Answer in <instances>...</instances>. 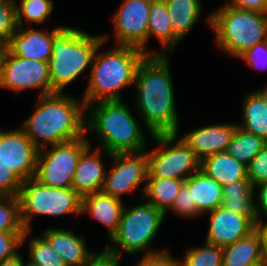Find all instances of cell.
<instances>
[{"label":"cell","mask_w":267,"mask_h":266,"mask_svg":"<svg viewBox=\"0 0 267 266\" xmlns=\"http://www.w3.org/2000/svg\"><path fill=\"white\" fill-rule=\"evenodd\" d=\"M169 57L147 54L135 75L133 105L151 135L180 133Z\"/></svg>","instance_id":"obj_1"},{"label":"cell","mask_w":267,"mask_h":266,"mask_svg":"<svg viewBox=\"0 0 267 266\" xmlns=\"http://www.w3.org/2000/svg\"><path fill=\"white\" fill-rule=\"evenodd\" d=\"M19 127L39 150L81 138L86 135V106L68 93L40 96Z\"/></svg>","instance_id":"obj_2"},{"label":"cell","mask_w":267,"mask_h":266,"mask_svg":"<svg viewBox=\"0 0 267 266\" xmlns=\"http://www.w3.org/2000/svg\"><path fill=\"white\" fill-rule=\"evenodd\" d=\"M110 35H102L104 40L86 74L89 80L81 96L85 106L100 101H123L122 90L134 87L137 68L147 55L141 49L122 45L100 51L109 42Z\"/></svg>","instance_id":"obj_3"},{"label":"cell","mask_w":267,"mask_h":266,"mask_svg":"<svg viewBox=\"0 0 267 266\" xmlns=\"http://www.w3.org/2000/svg\"><path fill=\"white\" fill-rule=\"evenodd\" d=\"M129 108L126 100L100 101L86 106V134L95 135L97 148L110 154L138 153L147 149L152 135L141 129Z\"/></svg>","instance_id":"obj_4"},{"label":"cell","mask_w":267,"mask_h":266,"mask_svg":"<svg viewBox=\"0 0 267 266\" xmlns=\"http://www.w3.org/2000/svg\"><path fill=\"white\" fill-rule=\"evenodd\" d=\"M101 35H92L82 28L64 26L54 37L49 61L52 94L66 93L65 88L91 68Z\"/></svg>","instance_id":"obj_5"},{"label":"cell","mask_w":267,"mask_h":266,"mask_svg":"<svg viewBox=\"0 0 267 266\" xmlns=\"http://www.w3.org/2000/svg\"><path fill=\"white\" fill-rule=\"evenodd\" d=\"M205 18L214 33L216 47L229 57L237 59L255 44L267 40V13L223 3Z\"/></svg>","instance_id":"obj_6"},{"label":"cell","mask_w":267,"mask_h":266,"mask_svg":"<svg viewBox=\"0 0 267 266\" xmlns=\"http://www.w3.org/2000/svg\"><path fill=\"white\" fill-rule=\"evenodd\" d=\"M138 199V205L125 204L118 230L109 240L111 243L106 247L121 257L122 254L123 256H133L143 252V255L146 256L168 250L164 247L161 249L151 247L164 223L166 214L143 197H138Z\"/></svg>","instance_id":"obj_7"},{"label":"cell","mask_w":267,"mask_h":266,"mask_svg":"<svg viewBox=\"0 0 267 266\" xmlns=\"http://www.w3.org/2000/svg\"><path fill=\"white\" fill-rule=\"evenodd\" d=\"M17 197L25 231H33L31 222L36 216H81L82 197L73 188L47 186L33 177L23 182Z\"/></svg>","instance_id":"obj_8"},{"label":"cell","mask_w":267,"mask_h":266,"mask_svg":"<svg viewBox=\"0 0 267 266\" xmlns=\"http://www.w3.org/2000/svg\"><path fill=\"white\" fill-rule=\"evenodd\" d=\"M145 150L148 158V177L173 178L186 181L200 170L201 160L177 134H158L150 138ZM151 147V149L149 148Z\"/></svg>","instance_id":"obj_9"},{"label":"cell","mask_w":267,"mask_h":266,"mask_svg":"<svg viewBox=\"0 0 267 266\" xmlns=\"http://www.w3.org/2000/svg\"><path fill=\"white\" fill-rule=\"evenodd\" d=\"M87 137L77 138L40 149L34 178L44 185L60 189L72 188L81 154L91 145Z\"/></svg>","instance_id":"obj_10"},{"label":"cell","mask_w":267,"mask_h":266,"mask_svg":"<svg viewBox=\"0 0 267 266\" xmlns=\"http://www.w3.org/2000/svg\"><path fill=\"white\" fill-rule=\"evenodd\" d=\"M0 88L16 94L40 89L37 97L52 94L49 62L18 57L8 50L0 67Z\"/></svg>","instance_id":"obj_11"},{"label":"cell","mask_w":267,"mask_h":266,"mask_svg":"<svg viewBox=\"0 0 267 266\" xmlns=\"http://www.w3.org/2000/svg\"><path fill=\"white\" fill-rule=\"evenodd\" d=\"M109 160L112 166L106 169L102 192L122 200L123 195L132 194L143 185L142 195L139 196L142 198L149 174L146 151L112 154Z\"/></svg>","instance_id":"obj_12"},{"label":"cell","mask_w":267,"mask_h":266,"mask_svg":"<svg viewBox=\"0 0 267 266\" xmlns=\"http://www.w3.org/2000/svg\"><path fill=\"white\" fill-rule=\"evenodd\" d=\"M153 0H124L114 11V45L131 46L147 54L149 6Z\"/></svg>","instance_id":"obj_13"},{"label":"cell","mask_w":267,"mask_h":266,"mask_svg":"<svg viewBox=\"0 0 267 266\" xmlns=\"http://www.w3.org/2000/svg\"><path fill=\"white\" fill-rule=\"evenodd\" d=\"M39 149L19 128H0V159L24 182L36 173Z\"/></svg>","instance_id":"obj_14"},{"label":"cell","mask_w":267,"mask_h":266,"mask_svg":"<svg viewBox=\"0 0 267 266\" xmlns=\"http://www.w3.org/2000/svg\"><path fill=\"white\" fill-rule=\"evenodd\" d=\"M205 215L209 217L205 242L219 247L242 239L257 227L247 215L238 214L223 206H219Z\"/></svg>","instance_id":"obj_15"},{"label":"cell","mask_w":267,"mask_h":266,"mask_svg":"<svg viewBox=\"0 0 267 266\" xmlns=\"http://www.w3.org/2000/svg\"><path fill=\"white\" fill-rule=\"evenodd\" d=\"M64 26H55L52 29H36L33 27H18L11 36L8 50L18 57L29 60L49 62L55 35Z\"/></svg>","instance_id":"obj_16"},{"label":"cell","mask_w":267,"mask_h":266,"mask_svg":"<svg viewBox=\"0 0 267 266\" xmlns=\"http://www.w3.org/2000/svg\"><path fill=\"white\" fill-rule=\"evenodd\" d=\"M92 143L90 142L91 145L81 154L72 181V188L81 197L102 191L107 171L103 160L112 156L97 147L93 150Z\"/></svg>","instance_id":"obj_17"},{"label":"cell","mask_w":267,"mask_h":266,"mask_svg":"<svg viewBox=\"0 0 267 266\" xmlns=\"http://www.w3.org/2000/svg\"><path fill=\"white\" fill-rule=\"evenodd\" d=\"M237 127L234 122L207 124L186 132L181 138L202 160L209 155L225 152Z\"/></svg>","instance_id":"obj_18"},{"label":"cell","mask_w":267,"mask_h":266,"mask_svg":"<svg viewBox=\"0 0 267 266\" xmlns=\"http://www.w3.org/2000/svg\"><path fill=\"white\" fill-rule=\"evenodd\" d=\"M41 236L65 261L67 266H84L94 253L88 249L86 239L71 229L48 227Z\"/></svg>","instance_id":"obj_19"},{"label":"cell","mask_w":267,"mask_h":266,"mask_svg":"<svg viewBox=\"0 0 267 266\" xmlns=\"http://www.w3.org/2000/svg\"><path fill=\"white\" fill-rule=\"evenodd\" d=\"M123 202L102 191L89 194L82 197L81 216H89L103 225L107 230L105 237L110 240L118 230Z\"/></svg>","instance_id":"obj_20"},{"label":"cell","mask_w":267,"mask_h":266,"mask_svg":"<svg viewBox=\"0 0 267 266\" xmlns=\"http://www.w3.org/2000/svg\"><path fill=\"white\" fill-rule=\"evenodd\" d=\"M168 9L163 0H153L149 6L147 54L169 55L181 43L174 35ZM151 37L157 39L160 49L153 51L149 45Z\"/></svg>","instance_id":"obj_21"},{"label":"cell","mask_w":267,"mask_h":266,"mask_svg":"<svg viewBox=\"0 0 267 266\" xmlns=\"http://www.w3.org/2000/svg\"><path fill=\"white\" fill-rule=\"evenodd\" d=\"M222 266H262V238L258 227L242 239L222 247Z\"/></svg>","instance_id":"obj_22"},{"label":"cell","mask_w":267,"mask_h":266,"mask_svg":"<svg viewBox=\"0 0 267 266\" xmlns=\"http://www.w3.org/2000/svg\"><path fill=\"white\" fill-rule=\"evenodd\" d=\"M191 191L192 204L201 216L222 205V186L202 170L192 174L184 183Z\"/></svg>","instance_id":"obj_23"},{"label":"cell","mask_w":267,"mask_h":266,"mask_svg":"<svg viewBox=\"0 0 267 266\" xmlns=\"http://www.w3.org/2000/svg\"><path fill=\"white\" fill-rule=\"evenodd\" d=\"M243 98L238 126L267 142V98L260 89L246 92Z\"/></svg>","instance_id":"obj_24"},{"label":"cell","mask_w":267,"mask_h":266,"mask_svg":"<svg viewBox=\"0 0 267 266\" xmlns=\"http://www.w3.org/2000/svg\"><path fill=\"white\" fill-rule=\"evenodd\" d=\"M200 170L221 186L247 179V166L234 159L226 151L203 158Z\"/></svg>","instance_id":"obj_25"},{"label":"cell","mask_w":267,"mask_h":266,"mask_svg":"<svg viewBox=\"0 0 267 266\" xmlns=\"http://www.w3.org/2000/svg\"><path fill=\"white\" fill-rule=\"evenodd\" d=\"M168 9L173 35L182 43L203 14L202 0H163Z\"/></svg>","instance_id":"obj_26"},{"label":"cell","mask_w":267,"mask_h":266,"mask_svg":"<svg viewBox=\"0 0 267 266\" xmlns=\"http://www.w3.org/2000/svg\"><path fill=\"white\" fill-rule=\"evenodd\" d=\"M224 208L241 215H247L255 224L254 186L247 178L222 186Z\"/></svg>","instance_id":"obj_27"},{"label":"cell","mask_w":267,"mask_h":266,"mask_svg":"<svg viewBox=\"0 0 267 266\" xmlns=\"http://www.w3.org/2000/svg\"><path fill=\"white\" fill-rule=\"evenodd\" d=\"M184 180L148 177L143 198L157 209L166 213L179 194Z\"/></svg>","instance_id":"obj_28"},{"label":"cell","mask_w":267,"mask_h":266,"mask_svg":"<svg viewBox=\"0 0 267 266\" xmlns=\"http://www.w3.org/2000/svg\"><path fill=\"white\" fill-rule=\"evenodd\" d=\"M266 144L267 142L263 138L249 133L238 126L227 146L226 152L237 161L248 166Z\"/></svg>","instance_id":"obj_29"},{"label":"cell","mask_w":267,"mask_h":266,"mask_svg":"<svg viewBox=\"0 0 267 266\" xmlns=\"http://www.w3.org/2000/svg\"><path fill=\"white\" fill-rule=\"evenodd\" d=\"M32 231H24L22 246L28 243V262L35 266H67L49 243L41 235H30ZM31 236V237H30Z\"/></svg>","instance_id":"obj_30"},{"label":"cell","mask_w":267,"mask_h":266,"mask_svg":"<svg viewBox=\"0 0 267 266\" xmlns=\"http://www.w3.org/2000/svg\"><path fill=\"white\" fill-rule=\"evenodd\" d=\"M54 3V0H15L18 27H25L24 21L27 27L45 24L54 10Z\"/></svg>","instance_id":"obj_31"},{"label":"cell","mask_w":267,"mask_h":266,"mask_svg":"<svg viewBox=\"0 0 267 266\" xmlns=\"http://www.w3.org/2000/svg\"><path fill=\"white\" fill-rule=\"evenodd\" d=\"M189 248L180 258L181 266H222V247L204 241Z\"/></svg>","instance_id":"obj_32"},{"label":"cell","mask_w":267,"mask_h":266,"mask_svg":"<svg viewBox=\"0 0 267 266\" xmlns=\"http://www.w3.org/2000/svg\"><path fill=\"white\" fill-rule=\"evenodd\" d=\"M17 196H0V232H24Z\"/></svg>","instance_id":"obj_33"},{"label":"cell","mask_w":267,"mask_h":266,"mask_svg":"<svg viewBox=\"0 0 267 266\" xmlns=\"http://www.w3.org/2000/svg\"><path fill=\"white\" fill-rule=\"evenodd\" d=\"M17 29L15 0H0V41L8 45Z\"/></svg>","instance_id":"obj_34"},{"label":"cell","mask_w":267,"mask_h":266,"mask_svg":"<svg viewBox=\"0 0 267 266\" xmlns=\"http://www.w3.org/2000/svg\"><path fill=\"white\" fill-rule=\"evenodd\" d=\"M169 211L177 215V217L186 218V220H196L198 217H202L197 211L196 204H192L191 191L185 184L180 188L173 206L165 214L167 215Z\"/></svg>","instance_id":"obj_35"},{"label":"cell","mask_w":267,"mask_h":266,"mask_svg":"<svg viewBox=\"0 0 267 266\" xmlns=\"http://www.w3.org/2000/svg\"><path fill=\"white\" fill-rule=\"evenodd\" d=\"M237 59L243 60L250 69L267 70V40L255 44Z\"/></svg>","instance_id":"obj_36"},{"label":"cell","mask_w":267,"mask_h":266,"mask_svg":"<svg viewBox=\"0 0 267 266\" xmlns=\"http://www.w3.org/2000/svg\"><path fill=\"white\" fill-rule=\"evenodd\" d=\"M23 181L0 159V196H18Z\"/></svg>","instance_id":"obj_37"},{"label":"cell","mask_w":267,"mask_h":266,"mask_svg":"<svg viewBox=\"0 0 267 266\" xmlns=\"http://www.w3.org/2000/svg\"><path fill=\"white\" fill-rule=\"evenodd\" d=\"M247 178L253 186L267 181V144L247 166Z\"/></svg>","instance_id":"obj_38"},{"label":"cell","mask_w":267,"mask_h":266,"mask_svg":"<svg viewBox=\"0 0 267 266\" xmlns=\"http://www.w3.org/2000/svg\"><path fill=\"white\" fill-rule=\"evenodd\" d=\"M24 232H0V262L19 253Z\"/></svg>","instance_id":"obj_39"},{"label":"cell","mask_w":267,"mask_h":266,"mask_svg":"<svg viewBox=\"0 0 267 266\" xmlns=\"http://www.w3.org/2000/svg\"><path fill=\"white\" fill-rule=\"evenodd\" d=\"M135 266H181L179 258L172 256L170 250L160 253L142 256Z\"/></svg>","instance_id":"obj_40"},{"label":"cell","mask_w":267,"mask_h":266,"mask_svg":"<svg viewBox=\"0 0 267 266\" xmlns=\"http://www.w3.org/2000/svg\"><path fill=\"white\" fill-rule=\"evenodd\" d=\"M254 191L256 225H263L264 222L267 223L263 220L267 217V181L254 186Z\"/></svg>","instance_id":"obj_41"},{"label":"cell","mask_w":267,"mask_h":266,"mask_svg":"<svg viewBox=\"0 0 267 266\" xmlns=\"http://www.w3.org/2000/svg\"><path fill=\"white\" fill-rule=\"evenodd\" d=\"M122 258L105 247L97 253L94 251L84 266H121Z\"/></svg>","instance_id":"obj_42"},{"label":"cell","mask_w":267,"mask_h":266,"mask_svg":"<svg viewBox=\"0 0 267 266\" xmlns=\"http://www.w3.org/2000/svg\"><path fill=\"white\" fill-rule=\"evenodd\" d=\"M224 3L242 10L267 13V0H226Z\"/></svg>","instance_id":"obj_43"},{"label":"cell","mask_w":267,"mask_h":266,"mask_svg":"<svg viewBox=\"0 0 267 266\" xmlns=\"http://www.w3.org/2000/svg\"><path fill=\"white\" fill-rule=\"evenodd\" d=\"M262 238V266H267V223L257 225Z\"/></svg>","instance_id":"obj_44"},{"label":"cell","mask_w":267,"mask_h":266,"mask_svg":"<svg viewBox=\"0 0 267 266\" xmlns=\"http://www.w3.org/2000/svg\"><path fill=\"white\" fill-rule=\"evenodd\" d=\"M24 260L23 255L19 252L11 258L2 260L0 266H22Z\"/></svg>","instance_id":"obj_45"},{"label":"cell","mask_w":267,"mask_h":266,"mask_svg":"<svg viewBox=\"0 0 267 266\" xmlns=\"http://www.w3.org/2000/svg\"><path fill=\"white\" fill-rule=\"evenodd\" d=\"M8 51V45L2 41H0V67L3 64L5 55Z\"/></svg>","instance_id":"obj_46"},{"label":"cell","mask_w":267,"mask_h":266,"mask_svg":"<svg viewBox=\"0 0 267 266\" xmlns=\"http://www.w3.org/2000/svg\"><path fill=\"white\" fill-rule=\"evenodd\" d=\"M22 266H35V265H32V264H30L28 261L26 262V261L24 260L23 263H22Z\"/></svg>","instance_id":"obj_47"},{"label":"cell","mask_w":267,"mask_h":266,"mask_svg":"<svg viewBox=\"0 0 267 266\" xmlns=\"http://www.w3.org/2000/svg\"><path fill=\"white\" fill-rule=\"evenodd\" d=\"M260 90L262 91V93L264 94V96L267 98V89L266 88H260Z\"/></svg>","instance_id":"obj_48"}]
</instances>
